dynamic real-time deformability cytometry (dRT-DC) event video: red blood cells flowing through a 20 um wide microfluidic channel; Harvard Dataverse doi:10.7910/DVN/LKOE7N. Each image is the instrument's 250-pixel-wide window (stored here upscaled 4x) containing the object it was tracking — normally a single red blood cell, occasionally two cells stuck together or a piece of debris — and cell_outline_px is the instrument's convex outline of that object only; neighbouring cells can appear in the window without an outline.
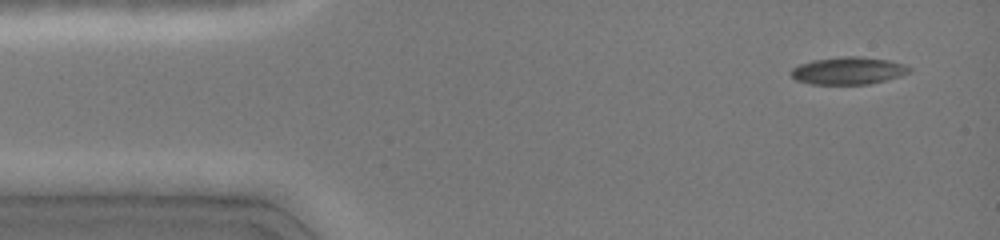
{"species": "common noctule bat (a hibernating species)", "species_latin": "Nyctalus noctula", "temperature_condition": "cold", "stored_images_in_passage": 4, "camera_frame_rate_fps": 3000, "um_per_image_px": 0.085, "animal": {"sex": "female", "body_mass_g": 19.0, "forearm_length_mm": 51.5}, "frame": {"image": 1, "passage_image": 1, "time_ms": 0.0, "image_size_px": [1000, 240], "cell_outline_px": [[912, 72], [900, 76], [868, 84], [812, 84], [796, 80], [788, 72], [792, 68], [800, 64], [812, 60], [844, 56], [860, 56], [888, 60], [904, 64], [912, 68]], "centroid_in_image_um": [72.1, 6.0], "position_along_channel_um": 12.9, "area_um2": 18.96}}